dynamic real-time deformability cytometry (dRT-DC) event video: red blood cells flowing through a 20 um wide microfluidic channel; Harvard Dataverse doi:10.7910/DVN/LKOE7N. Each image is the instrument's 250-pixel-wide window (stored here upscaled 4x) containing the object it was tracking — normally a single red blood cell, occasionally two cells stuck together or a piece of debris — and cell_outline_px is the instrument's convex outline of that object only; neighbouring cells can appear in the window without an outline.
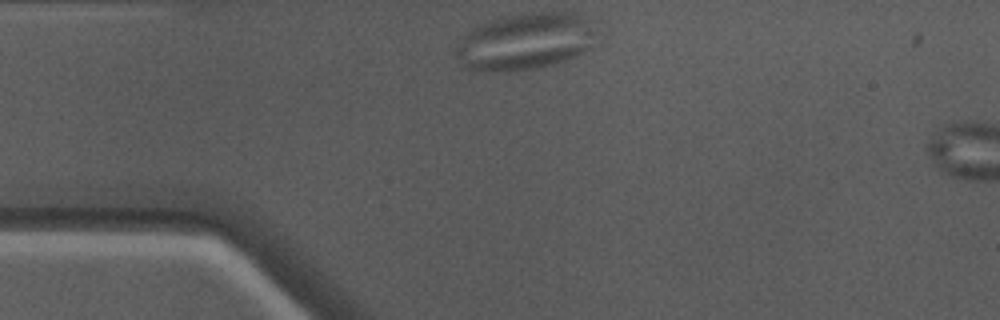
{"species": "Egyptian fruit bat (a non-hibernating species)", "species_latin": "Rousettus aegyptiacus", "temperature_condition": "warm", "stored_images_in_passage": 30, "camera_frame_rate_fps": 3000, "um_per_image_px": 0.085, "animal": {"sex": "male"}, "frame": {"image": 1, "passage_image": 1, "time_ms": 0.0, "image_size_px": [1000, 320], "cell_outline_px": [[604, 32], [588, 48], [564, 60], [552, 64], [532, 68], [504, 72], [476, 72], [464, 68], [452, 48], [476, 24], [504, 16], [524, 12], [572, 12], [588, 20]], "centroid_in_image_um": [44.63, 3.51], "position_along_channel_um": 40.4, "area_um2": 47.4}}
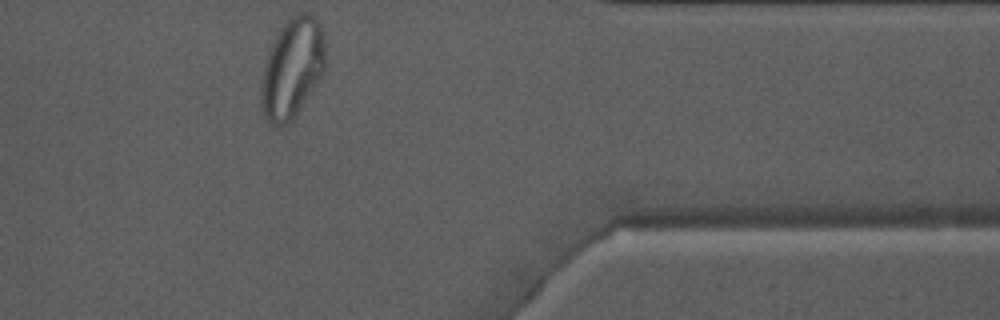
{"frame": {"image": 2, "passage_image": 30, "time_ms": 9.667, "image_size_px": [1000, 320], "cell_outline_px": [[324, 68], [320, 76], [300, 108], [288, 124], [276, 128], [264, 116], [264, 64], [268, 52], [276, 32], [296, 12], [308, 12], [316, 16], [324, 32]], "centroid_in_image_um": [24.87, 5.7], "position_along_channel_um": 386.5, "area_um2": 36.41}}